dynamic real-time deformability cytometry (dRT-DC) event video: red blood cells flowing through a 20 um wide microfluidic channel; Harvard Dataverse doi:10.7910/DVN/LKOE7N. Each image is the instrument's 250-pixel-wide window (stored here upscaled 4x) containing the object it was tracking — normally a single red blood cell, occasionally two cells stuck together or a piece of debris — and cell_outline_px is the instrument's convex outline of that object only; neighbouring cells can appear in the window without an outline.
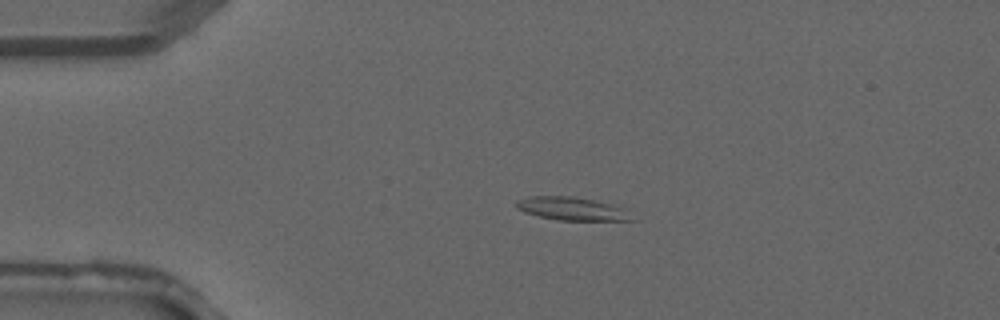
{"species": "common noctule bat (a hibernating species)", "species_latin": "Nyctalus noctula", "temperature_condition": "warm", "stored_images_in_passage": 33, "camera_frame_rate_fps": 3000, "um_per_image_px": 0.085, "animal": {"sex": "male", "forearm_length_mm": 52.5}, "frame": {"image": 1, "passage_image": 2, "time_ms": 0.333, "image_size_px": [1000, 320], "cell_outline_px": [[636, 220], [556, 220], [524, 212], [516, 208], [516, 200], [528, 196], [572, 196], [596, 200], [628, 208]], "centroid_in_image_um": [48.67, 17.73], "position_along_channel_um": 36.3, "area_um2": 15.9}}
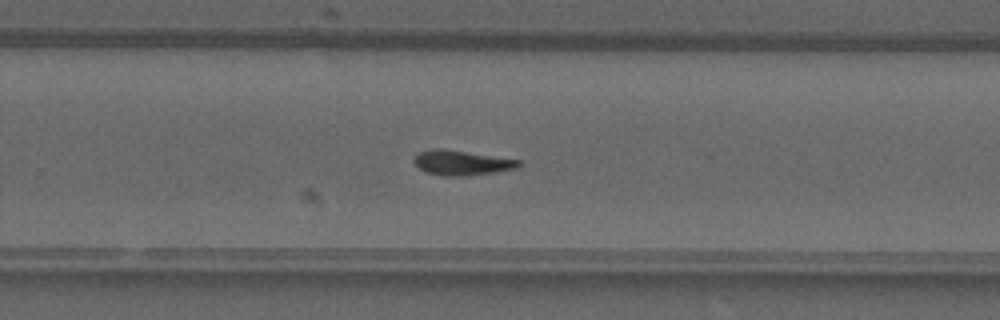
{"frame": {"image": 2, "passage_image": 19, "time_ms": 6.0, "image_size_px": [1000, 320], "cell_outline_px": [[524, 164], [516, 168], [496, 172], [464, 176], [444, 176], [424, 172], [412, 160], [416, 152], [432, 148], [444, 148], [520, 160]], "centroid_in_image_um": [39.21, 13.82], "position_along_channel_um": 290.6, "area_um2": 15.43}}
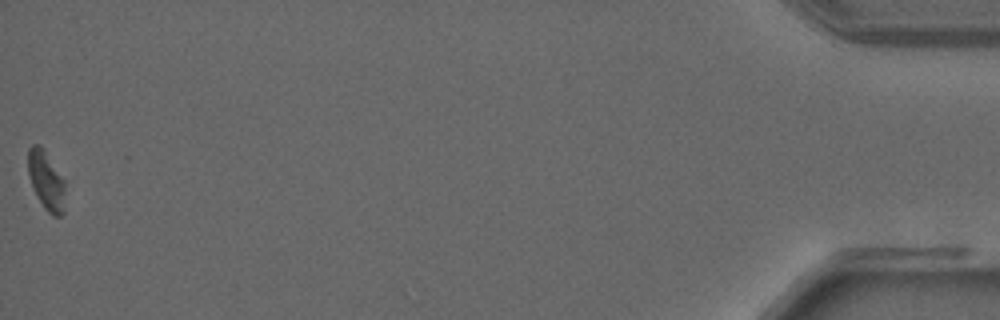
{"frame": {"image": 3, "passage_image": 33, "time_ms": 10.667, "image_size_px": [1000, 320], "cell_outline_px": [[64, 212], [60, 216], [52, 216], [44, 208], [36, 196], [28, 172], [28, 148], [32, 144], [40, 144], [44, 148], [64, 180]], "centroid_in_image_um": [3.92, 15.33], "position_along_channel_um": 431.3, "area_um2": 12.77}}